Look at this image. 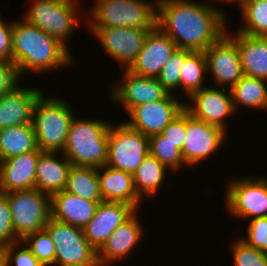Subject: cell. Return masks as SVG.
<instances>
[{"instance_id":"6da1fadb","label":"cell","mask_w":267,"mask_h":266,"mask_svg":"<svg viewBox=\"0 0 267 266\" xmlns=\"http://www.w3.org/2000/svg\"><path fill=\"white\" fill-rule=\"evenodd\" d=\"M210 3L191 0H158L156 26L178 49L204 52L226 30V14Z\"/></svg>"},{"instance_id":"7a4b0ae2","label":"cell","mask_w":267,"mask_h":266,"mask_svg":"<svg viewBox=\"0 0 267 266\" xmlns=\"http://www.w3.org/2000/svg\"><path fill=\"white\" fill-rule=\"evenodd\" d=\"M12 48L13 62L21 78L30 72L44 74L75 62L70 49L24 19L13 21Z\"/></svg>"},{"instance_id":"3957f363","label":"cell","mask_w":267,"mask_h":266,"mask_svg":"<svg viewBox=\"0 0 267 266\" xmlns=\"http://www.w3.org/2000/svg\"><path fill=\"white\" fill-rule=\"evenodd\" d=\"M99 119L73 118L62 154L74 166L100 168L107 165L111 123Z\"/></svg>"},{"instance_id":"277c9868","label":"cell","mask_w":267,"mask_h":266,"mask_svg":"<svg viewBox=\"0 0 267 266\" xmlns=\"http://www.w3.org/2000/svg\"><path fill=\"white\" fill-rule=\"evenodd\" d=\"M70 106L58 96L45 99L43 93L36 100L32 126L41 151L60 153L64 149L71 122L76 117Z\"/></svg>"},{"instance_id":"5b68a950","label":"cell","mask_w":267,"mask_h":266,"mask_svg":"<svg viewBox=\"0 0 267 266\" xmlns=\"http://www.w3.org/2000/svg\"><path fill=\"white\" fill-rule=\"evenodd\" d=\"M157 1L95 0L88 11L87 27H130L154 29L157 19Z\"/></svg>"},{"instance_id":"8992f818","label":"cell","mask_w":267,"mask_h":266,"mask_svg":"<svg viewBox=\"0 0 267 266\" xmlns=\"http://www.w3.org/2000/svg\"><path fill=\"white\" fill-rule=\"evenodd\" d=\"M79 3L72 0H35L23 19L40 28L67 48L66 40L81 20ZM66 39V40H65Z\"/></svg>"},{"instance_id":"52a82bcc","label":"cell","mask_w":267,"mask_h":266,"mask_svg":"<svg viewBox=\"0 0 267 266\" xmlns=\"http://www.w3.org/2000/svg\"><path fill=\"white\" fill-rule=\"evenodd\" d=\"M3 194L10 205L15 235L20 240L28 234L45 230L51 217L48 194L36 188Z\"/></svg>"},{"instance_id":"ba28073f","label":"cell","mask_w":267,"mask_h":266,"mask_svg":"<svg viewBox=\"0 0 267 266\" xmlns=\"http://www.w3.org/2000/svg\"><path fill=\"white\" fill-rule=\"evenodd\" d=\"M45 230L55 245L56 266H99L97 251L88 242L83 228L49 218Z\"/></svg>"},{"instance_id":"9c48e42d","label":"cell","mask_w":267,"mask_h":266,"mask_svg":"<svg viewBox=\"0 0 267 266\" xmlns=\"http://www.w3.org/2000/svg\"><path fill=\"white\" fill-rule=\"evenodd\" d=\"M149 155V137L126 123L111 124L107 166L133 174Z\"/></svg>"},{"instance_id":"30bf717a","label":"cell","mask_w":267,"mask_h":266,"mask_svg":"<svg viewBox=\"0 0 267 266\" xmlns=\"http://www.w3.org/2000/svg\"><path fill=\"white\" fill-rule=\"evenodd\" d=\"M228 183L225 206L232 216L249 220L267 217L266 177H234Z\"/></svg>"},{"instance_id":"8fae6325","label":"cell","mask_w":267,"mask_h":266,"mask_svg":"<svg viewBox=\"0 0 267 266\" xmlns=\"http://www.w3.org/2000/svg\"><path fill=\"white\" fill-rule=\"evenodd\" d=\"M226 131L193 117L186 110V139L181 154L186 166H194L214 154L224 142Z\"/></svg>"},{"instance_id":"7c38bea8","label":"cell","mask_w":267,"mask_h":266,"mask_svg":"<svg viewBox=\"0 0 267 266\" xmlns=\"http://www.w3.org/2000/svg\"><path fill=\"white\" fill-rule=\"evenodd\" d=\"M100 41L101 47L119 65L128 69L141 51L144 40L152 29L130 27H88Z\"/></svg>"},{"instance_id":"4fadbf2b","label":"cell","mask_w":267,"mask_h":266,"mask_svg":"<svg viewBox=\"0 0 267 266\" xmlns=\"http://www.w3.org/2000/svg\"><path fill=\"white\" fill-rule=\"evenodd\" d=\"M185 109V101L180 102L175 94H167L163 99L132 107L127 113L128 126L145 136L160 134L167 125Z\"/></svg>"},{"instance_id":"5bb4252c","label":"cell","mask_w":267,"mask_h":266,"mask_svg":"<svg viewBox=\"0 0 267 266\" xmlns=\"http://www.w3.org/2000/svg\"><path fill=\"white\" fill-rule=\"evenodd\" d=\"M226 32L205 51L207 72L215 81V87L231 89L244 75L236 42Z\"/></svg>"},{"instance_id":"9a60e30c","label":"cell","mask_w":267,"mask_h":266,"mask_svg":"<svg viewBox=\"0 0 267 266\" xmlns=\"http://www.w3.org/2000/svg\"><path fill=\"white\" fill-rule=\"evenodd\" d=\"M205 86L189 97L192 105L185 103V109L195 118L203 122L217 125L226 130L227 118L235 113L230 89ZM228 93V94H227ZM227 117V118H226Z\"/></svg>"},{"instance_id":"2e32d148","label":"cell","mask_w":267,"mask_h":266,"mask_svg":"<svg viewBox=\"0 0 267 266\" xmlns=\"http://www.w3.org/2000/svg\"><path fill=\"white\" fill-rule=\"evenodd\" d=\"M122 76V83L113 86L110 100L120 102L126 112L132 107L159 101L168 94L157 78L140 76L128 69Z\"/></svg>"},{"instance_id":"e0dca14e","label":"cell","mask_w":267,"mask_h":266,"mask_svg":"<svg viewBox=\"0 0 267 266\" xmlns=\"http://www.w3.org/2000/svg\"><path fill=\"white\" fill-rule=\"evenodd\" d=\"M137 209L129 204L101 201L94 217L83 228L88 242L98 251L119 225L127 221Z\"/></svg>"},{"instance_id":"ac0fdd59","label":"cell","mask_w":267,"mask_h":266,"mask_svg":"<svg viewBox=\"0 0 267 266\" xmlns=\"http://www.w3.org/2000/svg\"><path fill=\"white\" fill-rule=\"evenodd\" d=\"M177 49L170 37L156 26L147 34L141 51L128 70L140 76L156 78Z\"/></svg>"},{"instance_id":"d6986e66","label":"cell","mask_w":267,"mask_h":266,"mask_svg":"<svg viewBox=\"0 0 267 266\" xmlns=\"http://www.w3.org/2000/svg\"><path fill=\"white\" fill-rule=\"evenodd\" d=\"M39 148L35 151L0 161V193L35 188Z\"/></svg>"},{"instance_id":"ffe728a7","label":"cell","mask_w":267,"mask_h":266,"mask_svg":"<svg viewBox=\"0 0 267 266\" xmlns=\"http://www.w3.org/2000/svg\"><path fill=\"white\" fill-rule=\"evenodd\" d=\"M137 214L136 211L127 221L119 225L97 251L99 266H111L117 261L125 259L142 240L144 232Z\"/></svg>"},{"instance_id":"44dd1931","label":"cell","mask_w":267,"mask_h":266,"mask_svg":"<svg viewBox=\"0 0 267 266\" xmlns=\"http://www.w3.org/2000/svg\"><path fill=\"white\" fill-rule=\"evenodd\" d=\"M42 94L37 88L17 86L0 97V129L32 124L33 108Z\"/></svg>"},{"instance_id":"7402d4cb","label":"cell","mask_w":267,"mask_h":266,"mask_svg":"<svg viewBox=\"0 0 267 266\" xmlns=\"http://www.w3.org/2000/svg\"><path fill=\"white\" fill-rule=\"evenodd\" d=\"M99 203L62 190L50 197L51 217L60 222L84 228L94 217Z\"/></svg>"},{"instance_id":"603a6c76","label":"cell","mask_w":267,"mask_h":266,"mask_svg":"<svg viewBox=\"0 0 267 266\" xmlns=\"http://www.w3.org/2000/svg\"><path fill=\"white\" fill-rule=\"evenodd\" d=\"M58 154V152L43 151L39 155L36 167L35 188L50 197L65 189L72 167L63 154L62 158H58L56 156Z\"/></svg>"},{"instance_id":"cb8c5ba5","label":"cell","mask_w":267,"mask_h":266,"mask_svg":"<svg viewBox=\"0 0 267 266\" xmlns=\"http://www.w3.org/2000/svg\"><path fill=\"white\" fill-rule=\"evenodd\" d=\"M98 177L103 201L122 202L139 208L142 201L136 193L132 174L105 165L98 168Z\"/></svg>"},{"instance_id":"d4e9b609","label":"cell","mask_w":267,"mask_h":266,"mask_svg":"<svg viewBox=\"0 0 267 266\" xmlns=\"http://www.w3.org/2000/svg\"><path fill=\"white\" fill-rule=\"evenodd\" d=\"M234 34L228 33L236 42L243 75L267 80V37Z\"/></svg>"},{"instance_id":"484cf974","label":"cell","mask_w":267,"mask_h":266,"mask_svg":"<svg viewBox=\"0 0 267 266\" xmlns=\"http://www.w3.org/2000/svg\"><path fill=\"white\" fill-rule=\"evenodd\" d=\"M32 124L0 129V161L37 149Z\"/></svg>"},{"instance_id":"4316f807","label":"cell","mask_w":267,"mask_h":266,"mask_svg":"<svg viewBox=\"0 0 267 266\" xmlns=\"http://www.w3.org/2000/svg\"><path fill=\"white\" fill-rule=\"evenodd\" d=\"M167 170L155 157L147 155L132 174L137 195L141 199L145 196L154 198L167 177Z\"/></svg>"},{"instance_id":"83f0119b","label":"cell","mask_w":267,"mask_h":266,"mask_svg":"<svg viewBox=\"0 0 267 266\" xmlns=\"http://www.w3.org/2000/svg\"><path fill=\"white\" fill-rule=\"evenodd\" d=\"M233 106L267 110V80L243 76L231 89Z\"/></svg>"},{"instance_id":"f1b7e54d","label":"cell","mask_w":267,"mask_h":266,"mask_svg":"<svg viewBox=\"0 0 267 266\" xmlns=\"http://www.w3.org/2000/svg\"><path fill=\"white\" fill-rule=\"evenodd\" d=\"M64 190L85 200L103 201L98 168L72 165Z\"/></svg>"},{"instance_id":"f546056e","label":"cell","mask_w":267,"mask_h":266,"mask_svg":"<svg viewBox=\"0 0 267 266\" xmlns=\"http://www.w3.org/2000/svg\"><path fill=\"white\" fill-rule=\"evenodd\" d=\"M207 62L204 52H191L184 60L181 69L180 87L188 98L195 92L205 88L204 81ZM204 80V81H203Z\"/></svg>"},{"instance_id":"4dcf8cb0","label":"cell","mask_w":267,"mask_h":266,"mask_svg":"<svg viewBox=\"0 0 267 266\" xmlns=\"http://www.w3.org/2000/svg\"><path fill=\"white\" fill-rule=\"evenodd\" d=\"M238 6L245 26L237 31L249 36L267 37V0H243Z\"/></svg>"},{"instance_id":"1f68e13d","label":"cell","mask_w":267,"mask_h":266,"mask_svg":"<svg viewBox=\"0 0 267 266\" xmlns=\"http://www.w3.org/2000/svg\"><path fill=\"white\" fill-rule=\"evenodd\" d=\"M149 154L176 173L186 165L181 150L161 134L149 136Z\"/></svg>"},{"instance_id":"d6a6232c","label":"cell","mask_w":267,"mask_h":266,"mask_svg":"<svg viewBox=\"0 0 267 266\" xmlns=\"http://www.w3.org/2000/svg\"><path fill=\"white\" fill-rule=\"evenodd\" d=\"M191 52L190 50L177 49L156 77L169 94H174L176 89L180 88L182 65Z\"/></svg>"},{"instance_id":"836d02e7","label":"cell","mask_w":267,"mask_h":266,"mask_svg":"<svg viewBox=\"0 0 267 266\" xmlns=\"http://www.w3.org/2000/svg\"><path fill=\"white\" fill-rule=\"evenodd\" d=\"M21 241L44 266H54L55 245L46 230L28 234Z\"/></svg>"},{"instance_id":"e575fe53","label":"cell","mask_w":267,"mask_h":266,"mask_svg":"<svg viewBox=\"0 0 267 266\" xmlns=\"http://www.w3.org/2000/svg\"><path fill=\"white\" fill-rule=\"evenodd\" d=\"M234 266H267V254L238 239L232 243Z\"/></svg>"},{"instance_id":"d590c367","label":"cell","mask_w":267,"mask_h":266,"mask_svg":"<svg viewBox=\"0 0 267 266\" xmlns=\"http://www.w3.org/2000/svg\"><path fill=\"white\" fill-rule=\"evenodd\" d=\"M20 239L15 235L11 209L7 197L0 193V247L9 246Z\"/></svg>"},{"instance_id":"8d00e7d4","label":"cell","mask_w":267,"mask_h":266,"mask_svg":"<svg viewBox=\"0 0 267 266\" xmlns=\"http://www.w3.org/2000/svg\"><path fill=\"white\" fill-rule=\"evenodd\" d=\"M24 245L25 247L22 246ZM21 246V250L16 249ZM7 266H44L31 252V250L20 240L4 247Z\"/></svg>"},{"instance_id":"74e56055","label":"cell","mask_w":267,"mask_h":266,"mask_svg":"<svg viewBox=\"0 0 267 266\" xmlns=\"http://www.w3.org/2000/svg\"><path fill=\"white\" fill-rule=\"evenodd\" d=\"M247 230V237L241 239L267 254V217L250 219Z\"/></svg>"},{"instance_id":"f35d334b","label":"cell","mask_w":267,"mask_h":266,"mask_svg":"<svg viewBox=\"0 0 267 266\" xmlns=\"http://www.w3.org/2000/svg\"><path fill=\"white\" fill-rule=\"evenodd\" d=\"M160 134L182 150L186 139V109L176 116Z\"/></svg>"},{"instance_id":"ab89813d","label":"cell","mask_w":267,"mask_h":266,"mask_svg":"<svg viewBox=\"0 0 267 266\" xmlns=\"http://www.w3.org/2000/svg\"><path fill=\"white\" fill-rule=\"evenodd\" d=\"M20 79L18 68L13 61L0 60V97L19 86Z\"/></svg>"},{"instance_id":"60d3db41","label":"cell","mask_w":267,"mask_h":266,"mask_svg":"<svg viewBox=\"0 0 267 266\" xmlns=\"http://www.w3.org/2000/svg\"><path fill=\"white\" fill-rule=\"evenodd\" d=\"M13 22L6 23L0 16V60L13 61Z\"/></svg>"},{"instance_id":"b9f144b4","label":"cell","mask_w":267,"mask_h":266,"mask_svg":"<svg viewBox=\"0 0 267 266\" xmlns=\"http://www.w3.org/2000/svg\"><path fill=\"white\" fill-rule=\"evenodd\" d=\"M0 266H7L6 265V254L4 247H0Z\"/></svg>"},{"instance_id":"7bdbcfd3","label":"cell","mask_w":267,"mask_h":266,"mask_svg":"<svg viewBox=\"0 0 267 266\" xmlns=\"http://www.w3.org/2000/svg\"><path fill=\"white\" fill-rule=\"evenodd\" d=\"M215 1H217V2H220V1L223 2L224 1L225 3L228 2V1L229 2L236 1L238 3V5H239L243 0H215Z\"/></svg>"}]
</instances>
